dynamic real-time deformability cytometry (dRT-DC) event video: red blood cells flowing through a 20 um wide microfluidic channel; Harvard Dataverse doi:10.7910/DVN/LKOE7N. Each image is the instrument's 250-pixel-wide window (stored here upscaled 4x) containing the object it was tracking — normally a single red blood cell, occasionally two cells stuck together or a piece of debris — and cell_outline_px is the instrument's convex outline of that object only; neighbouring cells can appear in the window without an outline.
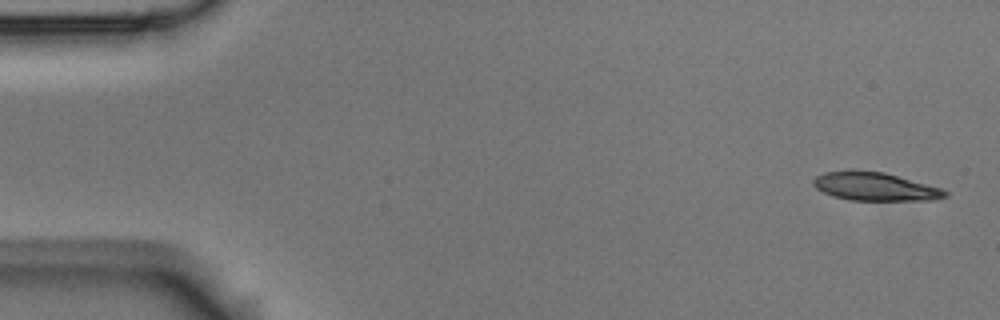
{"species": "Egyptian fruit bat (a non-hibernating species)", "species_latin": "Rousettus aegyptiacus", "temperature_condition": "room temperature", "stored_images_in_passage": 5, "camera_frame_rate_fps": 3000, "um_per_image_px": 0.085, "animal": {"sex": "male"}, "frame": {"image": 1, "passage_image": 1, "time_ms": 0.0, "image_size_px": [1000, 320], "cell_outline_px": [[948, 196], [932, 200], [848, 200], [832, 196], [816, 188], [812, 184], [812, 180], [816, 176], [824, 172], [884, 172], [944, 188], [948, 192]], "centroid_in_image_um": [74.43, 15.88], "position_along_channel_um": 10.6, "area_um2": 21.44}}
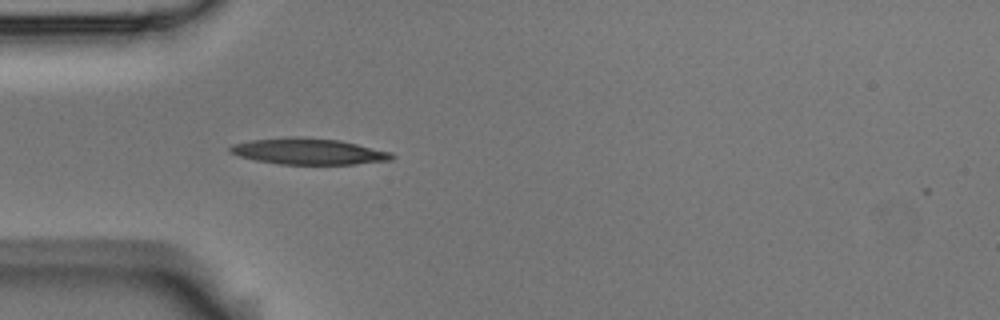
{"frame": {"image": 2, "passage_image": 5, "time_ms": 1.333, "image_size_px": [1000, 320], "cell_outline_px": [[396, 156], [392, 160], [356, 164], [280, 164], [256, 160], [240, 156], [228, 152], [228, 148], [232, 144], [252, 140], [288, 136], [300, 136], [340, 140], [392, 152]], "centroid_in_image_um": [26.24, 12.86], "position_along_channel_um": 58.8, "area_um2": 24.85}}